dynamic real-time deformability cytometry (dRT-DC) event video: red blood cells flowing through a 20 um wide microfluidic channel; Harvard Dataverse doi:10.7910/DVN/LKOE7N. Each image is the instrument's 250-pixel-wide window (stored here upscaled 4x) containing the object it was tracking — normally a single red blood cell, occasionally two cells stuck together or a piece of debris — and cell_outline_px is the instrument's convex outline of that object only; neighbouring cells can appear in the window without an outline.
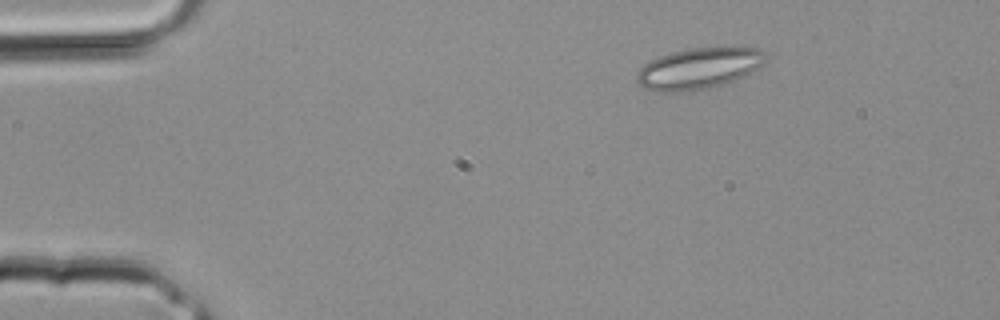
{"species": "common noctule bat (a hibernating species)", "species_latin": "Nyctalus noctula", "temperature_condition": "room temperature", "stored_images_in_passage": 2, "camera_frame_rate_fps": 3000, "um_per_image_px": 0.085, "animal": {"sex": "male", "body_mass_g": 20.4}, "frame": {"image": 1, "passage_image": 1, "time_ms": 0.0, "image_size_px": [1000, 320], "cell_outline_px": [[768, 56], [764, 64], [748, 76], [724, 84], [708, 88], [680, 92], [660, 92], [644, 88], [636, 80], [636, 72], [644, 64], [660, 56], [672, 52], [692, 48], [724, 44], [760, 48]], "centroid_in_image_um": [59.5, 5.77], "position_along_channel_um": 25.5, "area_um2": 32.02}}